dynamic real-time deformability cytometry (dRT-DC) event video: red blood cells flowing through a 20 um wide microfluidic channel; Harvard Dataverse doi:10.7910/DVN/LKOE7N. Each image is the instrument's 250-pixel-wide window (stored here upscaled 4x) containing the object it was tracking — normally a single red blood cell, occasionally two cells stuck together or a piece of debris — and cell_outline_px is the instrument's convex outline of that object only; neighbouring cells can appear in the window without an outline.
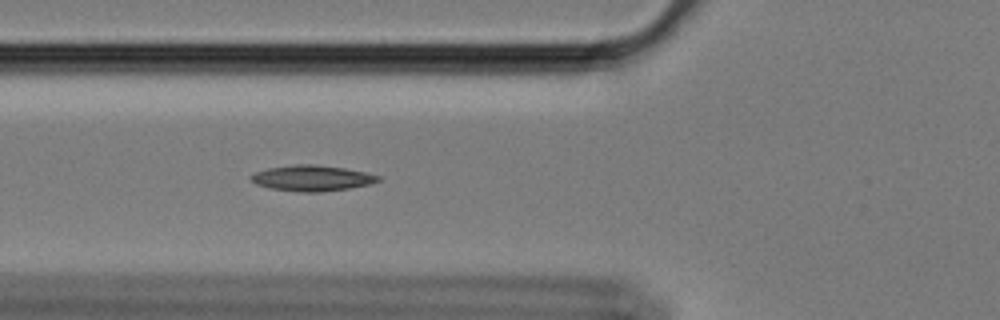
{"species": "Egyptian fruit bat (a non-hibernating species)", "species_latin": "Rousettus aegyptiacus", "temperature_condition": "cold", "stored_images_in_passage": 58, "camera_frame_rate_fps": 3000, "um_per_image_px": 0.085, "animal": {"sex": "female"}, "frame": {"image": 1, "passage_image": 21, "time_ms": 6.667, "image_size_px": [1000, 320], "cell_outline_px": [[380, 180], [372, 184], [348, 188], [320, 192], [296, 192], [268, 188], [256, 184], [248, 176], [256, 172], [268, 168], [292, 164], [316, 164], [344, 168], [364, 172], [380, 176]], "centroid_in_image_um": [26.49, 15.14], "position_along_channel_um": 99.3, "area_um2": 19.19}}
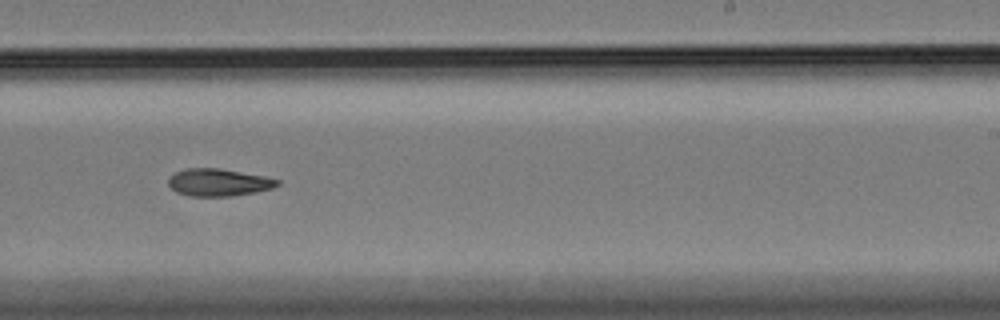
{"frame": {"image": 2, "passage_image": 36, "time_ms": 11.667, "image_size_px": [1000, 320], "cell_outline_px": [[280, 184], [272, 188], [256, 192], [232, 196], [188, 196], [176, 192], [168, 184], [168, 176], [184, 168], [220, 168], [264, 176], [280, 180]], "centroid_in_image_um": [18.56, 15.5], "position_along_channel_um": 270.4, "area_um2": 17.51}}
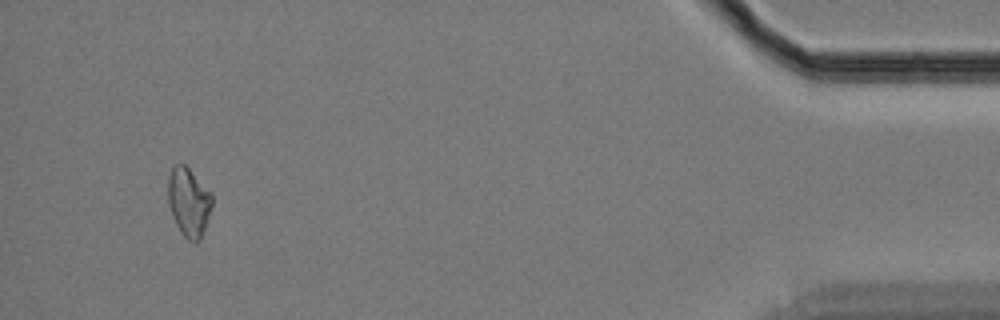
{"frame": {"image": 3, "passage_image": 55, "time_ms": 18.0, "image_size_px": [1000, 320], "cell_outline_px": [[212, 208], [200, 240], [196, 244], [192, 244], [180, 232], [172, 216], [168, 204], [168, 176], [172, 164], [184, 164], [212, 192]], "centroid_in_image_um": [16.04, 17.19], "position_along_channel_um": 419.2, "area_um2": 17.98}}